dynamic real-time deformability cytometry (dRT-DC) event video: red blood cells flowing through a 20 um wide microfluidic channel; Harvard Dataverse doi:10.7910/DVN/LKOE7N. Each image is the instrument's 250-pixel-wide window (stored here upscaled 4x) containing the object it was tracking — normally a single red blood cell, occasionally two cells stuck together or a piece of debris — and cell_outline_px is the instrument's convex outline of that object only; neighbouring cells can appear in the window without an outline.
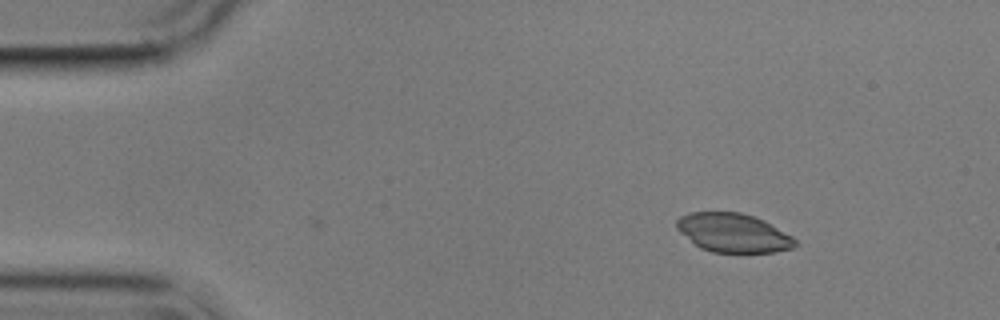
{"species": "common noctule bat (a hibernating species)", "species_latin": "Nyctalus noctula", "temperature_condition": "cold", "stored_images_in_passage": 2, "camera_frame_rate_fps": 3000, "um_per_image_px": 0.085, "animal": {"sex": "male", "body_mass_g": 17.9}, "frame": {"image": 1, "passage_image": 2, "time_ms": 1.333, "image_size_px": [1000, 320], "cell_outline_px": [[800, 244], [792, 248], [772, 252], [712, 252], [700, 248], [680, 232], [676, 228], [676, 220], [680, 216], [688, 212], [740, 212], [764, 220], [792, 236]], "centroid_in_image_um": [62.32, 19.78], "position_along_channel_um": 22.7, "area_um2": 26.82}}